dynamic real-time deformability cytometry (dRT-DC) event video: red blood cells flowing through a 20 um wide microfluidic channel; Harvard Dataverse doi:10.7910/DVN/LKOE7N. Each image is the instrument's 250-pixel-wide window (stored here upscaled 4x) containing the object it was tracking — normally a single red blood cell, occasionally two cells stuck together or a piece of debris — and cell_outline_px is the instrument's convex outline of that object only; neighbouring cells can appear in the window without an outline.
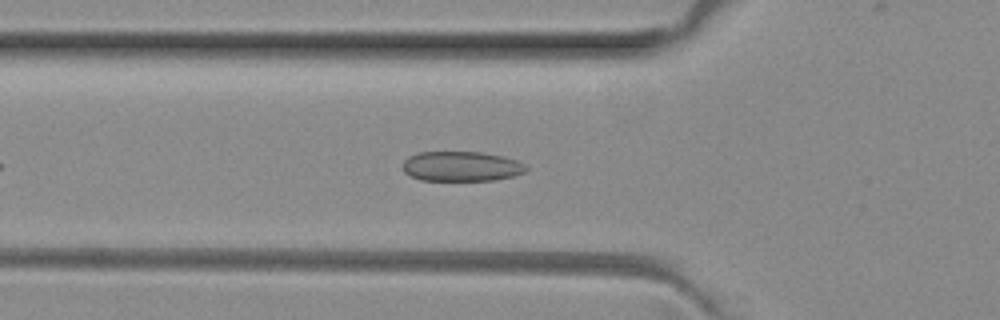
{"species": "common noctule bat (a hibernating species)", "species_latin": "Nyctalus noctula", "temperature_condition": "room temperature", "stored_images_in_passage": 30, "camera_frame_rate_fps": 3000, "um_per_image_px": 0.085, "animal": {"sex": "female", "body_mass_g": 29.2, "forearm_length_mm": 56.3}, "frame": {"image": 1, "passage_image": 8, "time_ms": 2.333, "image_size_px": [1000, 320], "cell_outline_px": [[528, 168], [524, 172], [512, 176], [496, 180], [420, 180], [404, 172], [400, 168], [404, 160], [408, 156], [420, 152], [480, 152], [504, 156], [516, 160], [524, 164]], "centroid_in_image_um": [39.18, 14.13], "position_along_channel_um": 86.6, "area_um2": 21.56}}
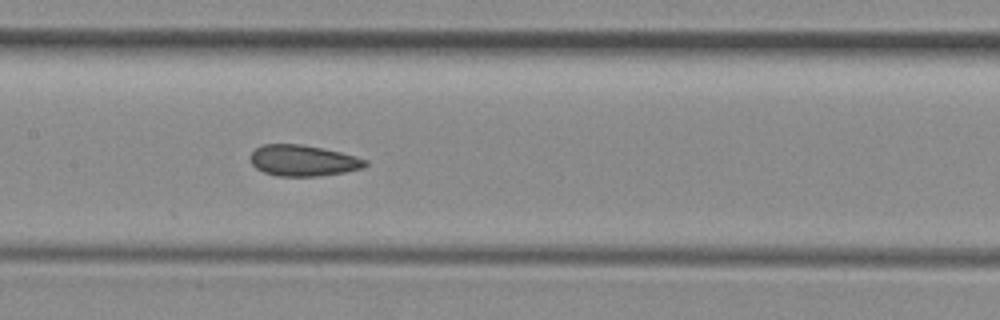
{"frame": {"image": 2, "passage_image": 15, "time_ms": 4.667, "image_size_px": [1000, 320], "cell_outline_px": [[368, 164], [364, 168], [344, 172], [316, 176], [276, 176], [264, 172], [256, 168], [252, 164], [248, 156], [260, 144], [300, 144], [340, 152], [356, 156], [368, 160]], "centroid_in_image_um": [25.74, 13.65], "position_along_channel_um": 181.7, "area_um2": 20.87}}
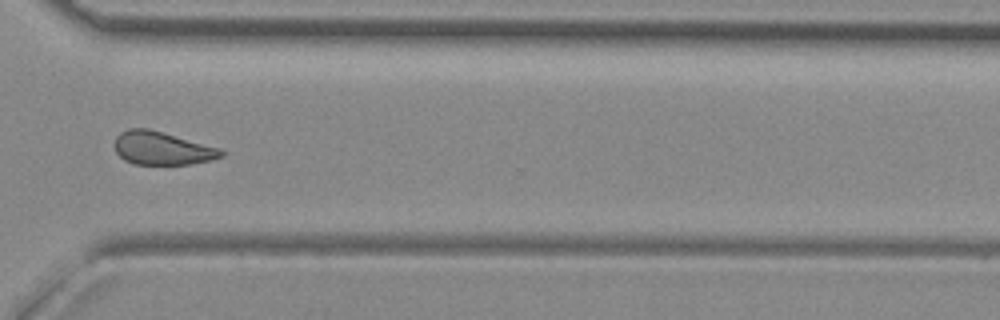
{"frame": {"image": 3, "passage_image": 28, "time_ms": 9.0, "image_size_px": [1000, 320], "cell_outline_px": [[224, 156], [212, 160], [192, 164], [132, 164], [124, 160], [116, 152], [116, 136], [120, 132], [128, 128], [148, 128], [220, 148], [224, 152]], "centroid_in_image_um": [13.79, 12.6], "position_along_channel_um": 356.8, "area_um2": 20.58}, "authors_computed_cell_mechanics": {"area_um2": 20.9814, "velocity_mm_per_s": 4.0541, "shape_relaxation_time_tau1_ms": null, "shape_relaxation_time_tau2_ms": 1.8861, "deformation_change_tau1": null, "deformation_change_tau2": 0.0862}}